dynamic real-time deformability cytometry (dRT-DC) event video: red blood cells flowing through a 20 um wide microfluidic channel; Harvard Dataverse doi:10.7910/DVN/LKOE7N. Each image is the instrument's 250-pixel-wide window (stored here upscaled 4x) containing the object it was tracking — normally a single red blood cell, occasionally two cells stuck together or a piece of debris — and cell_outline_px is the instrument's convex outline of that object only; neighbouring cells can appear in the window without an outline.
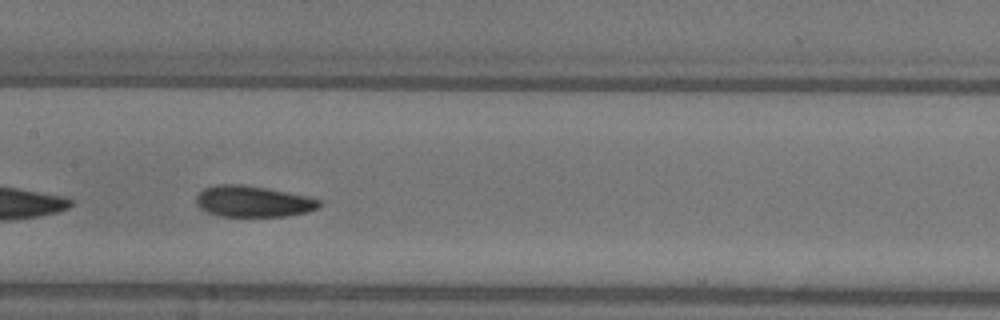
{"species": "common noctule bat (a hibernating species)", "species_latin": "Nyctalus noctula", "temperature_condition": "warm", "stored_images_in_passage": 35, "camera_frame_rate_fps": 3000, "um_per_image_px": 0.085, "animal": {"sex": "female"}, "frame": {"image": 1, "passage_image": 11, "time_ms": 3.333, "image_size_px": [1000, 320], "cell_outline_px": [[320, 204], [316, 208], [308, 212], [284, 216], [220, 216], [208, 212], [200, 208], [196, 204], [196, 196], [204, 188], [216, 184], [244, 184], [268, 188], [308, 196], [320, 200]], "centroid_in_image_um": [21.49, 17.11], "position_along_channel_um": 185.9, "area_um2": 22.37}}
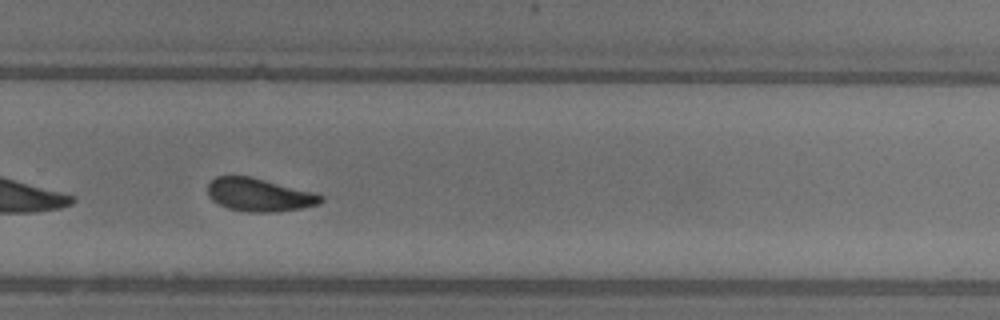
{"frame": {"image": 2, "passage_image": 20, "time_ms": 6.333, "image_size_px": [1000, 320], "cell_outline_px": [[324, 200], [320, 204], [304, 208], [276, 212], [248, 212], [228, 208], [212, 200], [208, 196], [208, 184], [216, 176], [248, 176], [316, 192], [324, 196]], "centroid_in_image_um": [22.08, 16.57], "position_along_channel_um": 307.7, "area_um2": 21.96}, "authors_computed_cell_mechanics": {"area_um2": 21.964, "velocity_mm_per_s": 4.0904, "shape_relaxation_time_tau1_ms": 4.0003, "shape_relaxation_time_tau2_ms": 4.2017, "deformation_change_tau1": 0.1418, "deformation_change_tau2": 0.0988}}